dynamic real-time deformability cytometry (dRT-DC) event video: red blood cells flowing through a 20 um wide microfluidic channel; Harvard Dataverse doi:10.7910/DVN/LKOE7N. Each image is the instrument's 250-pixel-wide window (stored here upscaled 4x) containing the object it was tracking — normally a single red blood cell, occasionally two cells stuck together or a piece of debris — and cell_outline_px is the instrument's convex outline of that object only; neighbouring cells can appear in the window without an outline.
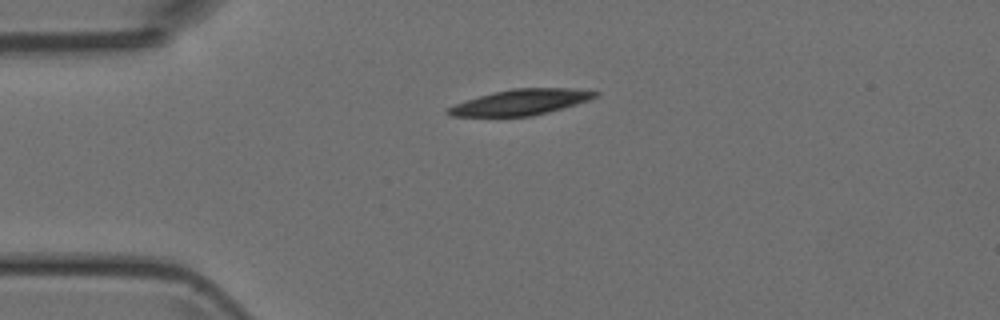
{"species": "Egyptian fruit bat (a non-hibernating species)", "species_latin": "Rousettus aegyptiacus", "temperature_condition": "room temperature", "stored_images_in_passage": 2, "camera_frame_rate_fps": 3000, "um_per_image_px": 0.085, "animal": {"sex": "female"}, "frame": {"image": 1, "passage_image": 1, "time_ms": 0.0, "image_size_px": [1000, 320], "cell_outline_px": [[600, 92], [596, 96], [588, 100], [564, 108], [532, 116], [452, 116], [444, 112], [448, 108], [456, 104], [480, 96], [512, 88], [572, 88]], "centroid_in_image_um": [44.3, 8.68], "position_along_channel_um": 40.7, "area_um2": 21.68}}